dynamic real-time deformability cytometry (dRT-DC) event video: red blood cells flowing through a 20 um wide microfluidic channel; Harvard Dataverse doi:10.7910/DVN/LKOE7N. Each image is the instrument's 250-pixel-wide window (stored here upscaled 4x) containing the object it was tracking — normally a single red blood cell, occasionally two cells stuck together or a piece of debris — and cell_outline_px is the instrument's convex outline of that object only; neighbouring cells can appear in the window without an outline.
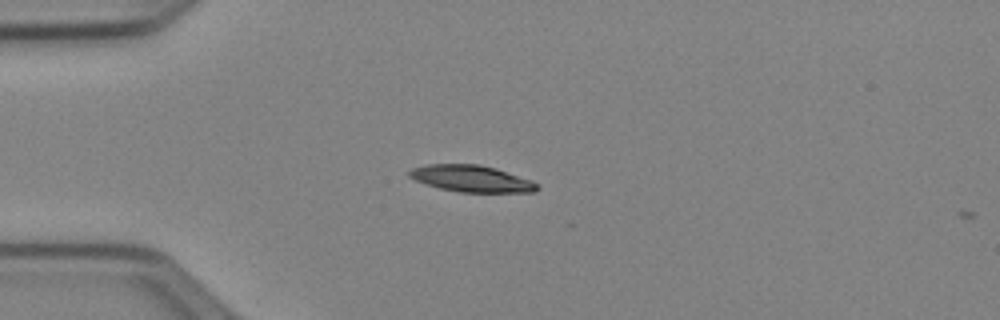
{"species": "Egyptian fruit bat (a non-hibernating species)", "species_latin": "Rousettus aegyptiacus", "temperature_condition": "cold", "stored_images_in_passage": 2, "camera_frame_rate_fps": 3000, "um_per_image_px": 0.085, "animal": {"sex": "female"}, "frame": {"image": 1, "passage_image": 1, "time_ms": 0.0, "image_size_px": [1000, 320], "cell_outline_px": [[540, 188], [532, 192], [460, 192], [440, 188], [416, 180], [408, 176], [408, 172], [412, 168], [424, 164], [480, 164], [496, 168], [532, 180]], "centroid_in_image_um": [40.07, 15.17], "position_along_channel_um": 44.9, "area_um2": 19.77}}